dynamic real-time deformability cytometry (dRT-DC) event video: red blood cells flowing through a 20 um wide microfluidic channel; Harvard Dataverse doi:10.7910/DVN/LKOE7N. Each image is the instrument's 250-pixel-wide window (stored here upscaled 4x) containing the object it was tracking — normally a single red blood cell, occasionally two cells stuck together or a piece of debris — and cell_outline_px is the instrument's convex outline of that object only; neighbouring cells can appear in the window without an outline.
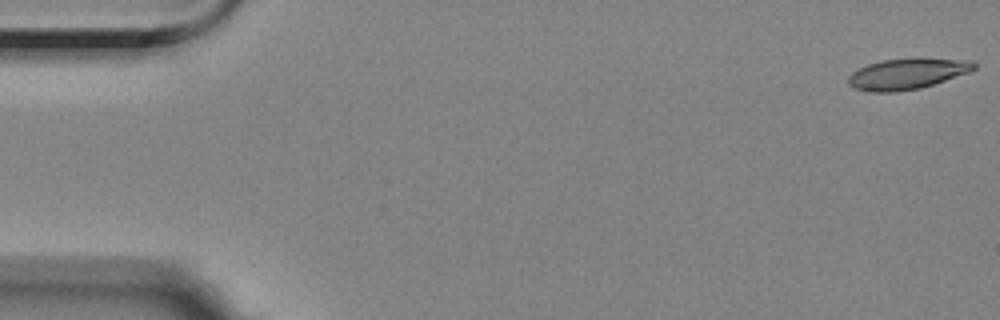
{"species": "Egyptian fruit bat (a non-hibernating species)", "species_latin": "Rousettus aegyptiacus", "temperature_condition": "room temperature", "stored_images_in_passage": 56, "camera_frame_rate_fps": 3000, "um_per_image_px": 0.085, "animal": {"sex": "female"}, "frame": {"image": 1, "passage_image": 1, "time_ms": 0.0, "image_size_px": [1000, 320], "cell_outline_px": [[976, 68], [968, 72], [920, 88], [896, 92], [872, 92], [856, 88], [848, 84], [848, 76], [852, 72], [868, 64], [880, 60], [916, 56], [920, 56], [972, 60], [976, 64]], "centroid_in_image_um": [77.13, 6.23], "position_along_channel_um": 7.9, "area_um2": 23.06}}
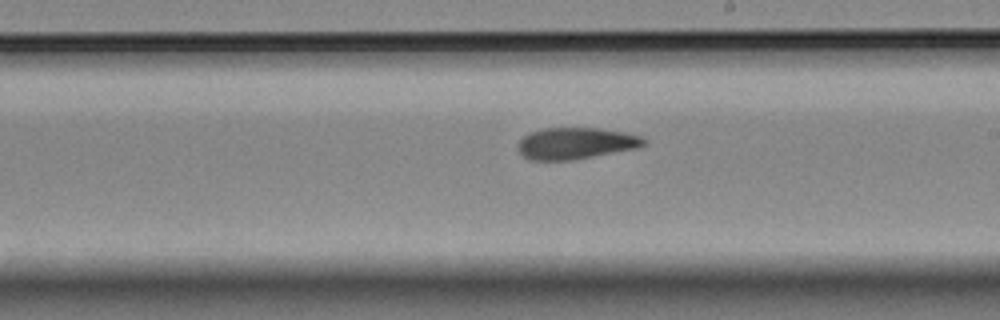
{"frame": {"image": 2, "passage_image": 32, "time_ms": 10.333, "image_size_px": [1000, 320], "cell_outline_px": [[648, 144], [640, 148], [572, 160], [528, 160], [516, 148], [516, 144], [524, 136], [532, 132], [544, 128], [600, 128], [624, 132], [644, 136], [648, 140]], "centroid_in_image_um": [49.01, 12.18], "position_along_channel_um": 240.0, "area_um2": 23.52}}
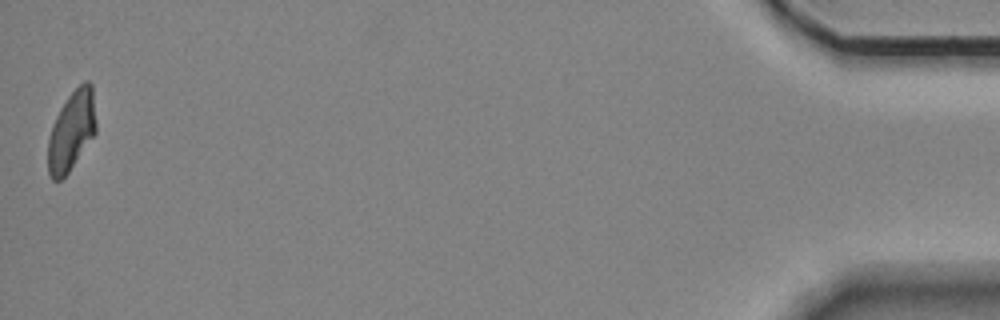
{"frame": {"image": 3, "passage_image": 56, "time_ms": 18.333, "image_size_px": [1000, 320], "cell_outline_px": [[96, 132], [68, 172], [60, 180], [52, 180], [48, 172], [48, 136], [52, 124], [60, 108], [68, 96], [84, 80], [88, 80], [92, 84], [96, 120]], "centroid_in_image_um": [6.08, 11.09], "position_along_channel_um": 429.1, "area_um2": 22.25}, "authors_computed_cell_mechanics": {"area_um2": 23.409, "velocity_mm_per_s": 3.524, "shape_relaxation_time_tau1_ms": null, "shape_relaxation_time_tau2_ms": 9.0828, "deformation_change_tau1": null, "deformation_change_tau2": 0.1839}}